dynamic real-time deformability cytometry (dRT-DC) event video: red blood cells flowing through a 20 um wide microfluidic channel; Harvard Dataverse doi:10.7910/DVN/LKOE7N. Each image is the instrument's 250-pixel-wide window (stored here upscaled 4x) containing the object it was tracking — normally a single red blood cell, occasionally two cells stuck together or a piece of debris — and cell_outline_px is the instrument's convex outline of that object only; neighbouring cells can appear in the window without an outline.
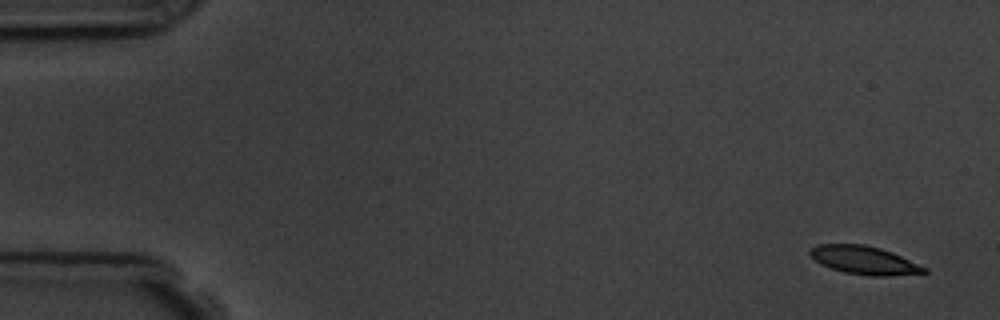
{"species": "common noctule bat (a hibernating species)", "species_latin": "Nyctalus noctula", "temperature_condition": "room temperature", "stored_images_in_passage": 4, "camera_frame_rate_fps": 3000, "um_per_image_px": 0.085, "animal": {"sex": "male", "body_mass_g": 19.5, "forearm_length_mm": 54.6}, "frame": {"image": 1, "passage_image": 1, "time_ms": 0.0, "image_size_px": [1000, 320], "cell_outline_px": [[928, 272], [888, 276], [868, 276], [844, 272], [820, 264], [808, 256], [808, 248], [816, 244], [864, 244], [880, 248], [892, 252], [928, 268]], "centroid_in_image_um": [73.4, 22.11], "position_along_channel_um": 11.6, "area_um2": 19.02}}
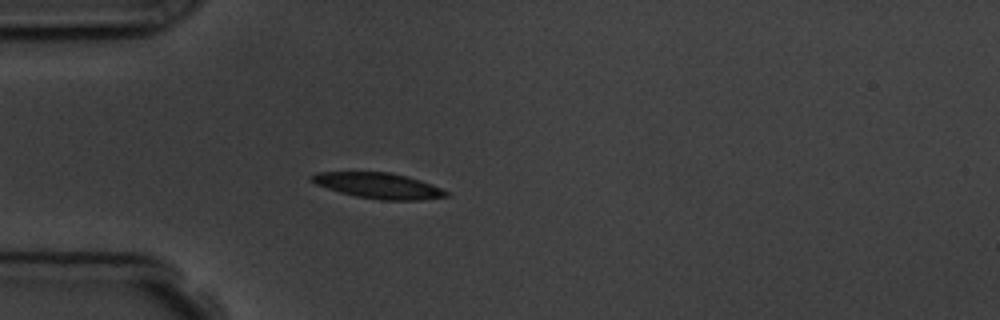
{"frame": {"image": 2, "passage_image": 4, "time_ms": 4.333, "image_size_px": [1000, 320], "cell_outline_px": [[448, 196], [420, 200], [380, 200], [356, 196], [340, 192], [316, 184], [308, 180], [308, 176], [316, 172], [392, 172], [420, 180], [432, 184], [448, 192]], "centroid_in_image_um": [32.13, 15.77], "position_along_channel_um": 52.9, "area_um2": 20.11}}